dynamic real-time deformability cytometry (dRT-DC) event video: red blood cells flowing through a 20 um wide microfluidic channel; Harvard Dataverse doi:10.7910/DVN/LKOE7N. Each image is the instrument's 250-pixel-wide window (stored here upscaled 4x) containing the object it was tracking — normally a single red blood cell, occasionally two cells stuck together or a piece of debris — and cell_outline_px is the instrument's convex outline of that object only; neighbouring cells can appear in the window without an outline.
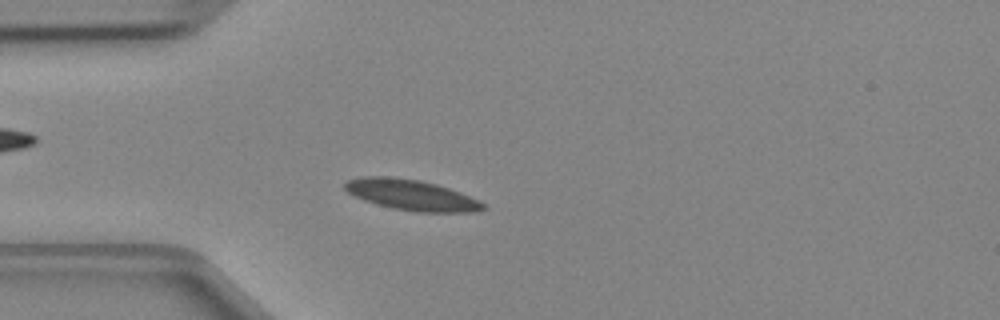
{"species": "Egyptian fruit bat (a non-hibernating species)", "species_latin": "Rousettus aegyptiacus", "temperature_condition": "cold", "stored_images_in_passage": 26, "camera_frame_rate_fps": 3000, "um_per_image_px": 0.085, "animal": {"sex": "female"}, "frame": {"image": 1, "passage_image": 12, "time_ms": 3.667, "image_size_px": [1000, 320], "cell_outline_px": [[488, 208], [476, 212], [416, 212], [392, 208], [376, 204], [364, 200], [348, 192], [344, 188], [344, 184], [348, 180], [360, 176], [392, 176], [420, 180], [436, 184], [460, 192], [484, 204]], "centroid_in_image_um": [34.95, 16.57], "position_along_channel_um": 50.0, "area_um2": 24.68}}
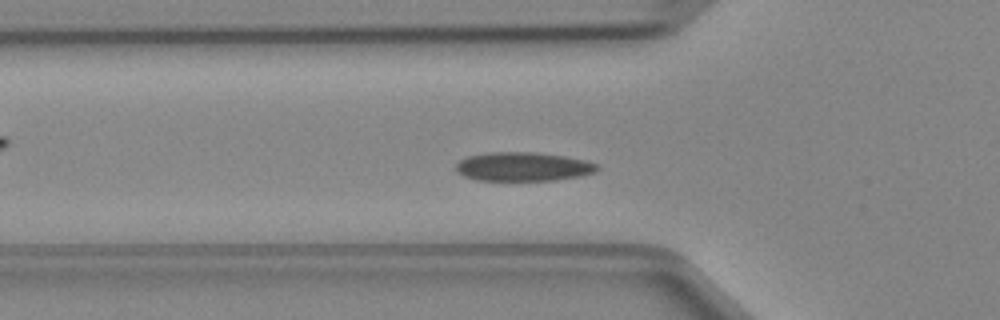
{"frame": {"image": 2, "passage_image": 15, "time_ms": 4.667, "image_size_px": [1000, 320], "cell_outline_px": [[600, 168], [596, 172], [580, 176], [556, 180], [476, 180], [464, 176], [456, 172], [456, 164], [460, 160], [468, 156], [488, 152], [532, 152], [564, 156], [584, 160], [596, 164]], "centroid_in_image_um": [44.45, 14.17], "position_along_channel_um": 81.4, "area_um2": 23.76}}